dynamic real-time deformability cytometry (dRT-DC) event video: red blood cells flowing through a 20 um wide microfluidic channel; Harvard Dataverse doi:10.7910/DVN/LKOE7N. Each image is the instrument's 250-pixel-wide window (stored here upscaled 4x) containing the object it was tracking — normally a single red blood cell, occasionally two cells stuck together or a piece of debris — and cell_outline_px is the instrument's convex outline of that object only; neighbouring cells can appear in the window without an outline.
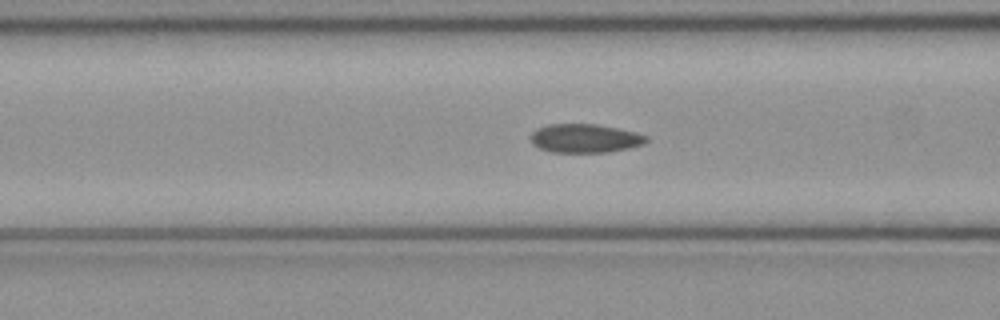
{"species": "common noctule bat (a hibernating species)", "species_latin": "Nyctalus noctula", "temperature_condition": "cold", "stored_images_in_passage": 37, "camera_frame_rate_fps": 3000, "um_per_image_px": 0.085, "animal": {"sex": "female", "body_mass_g": 21.9}, "frame": {"image": 1, "passage_image": 5, "time_ms": 1.333, "image_size_px": [1000, 320], "cell_outline_px": [[648, 140], [644, 144], [628, 148], [608, 152], [552, 152], [540, 148], [532, 144], [532, 132], [536, 128], [548, 124], [596, 124], [636, 132], [648, 136]], "centroid_in_image_um": [49.73, 11.75], "position_along_channel_um": 116.9, "area_um2": 19.31}}
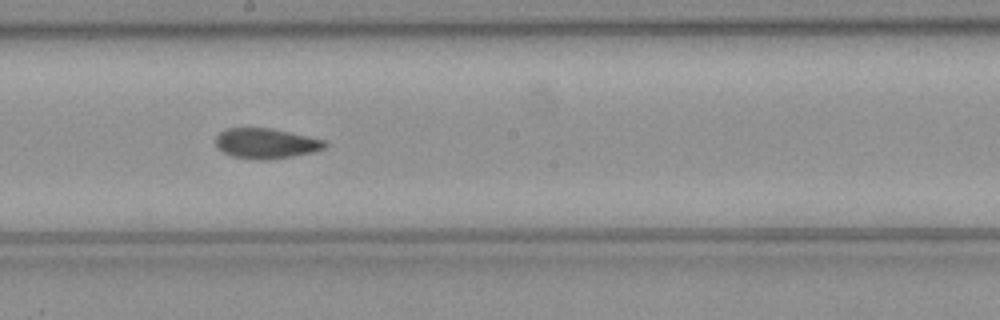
{"frame": {"image": 2, "passage_image": 13, "time_ms": 4.0, "image_size_px": [1000, 320], "cell_outline_px": [[328, 144], [324, 148], [312, 152], [292, 156], [268, 160], [260, 160], [232, 156], [216, 148], [216, 136], [220, 132], [228, 128], [272, 128], [308, 136], [324, 140]], "centroid_in_image_um": [22.6, 12.19], "position_along_channel_um": 225.6, "area_um2": 19.19}}
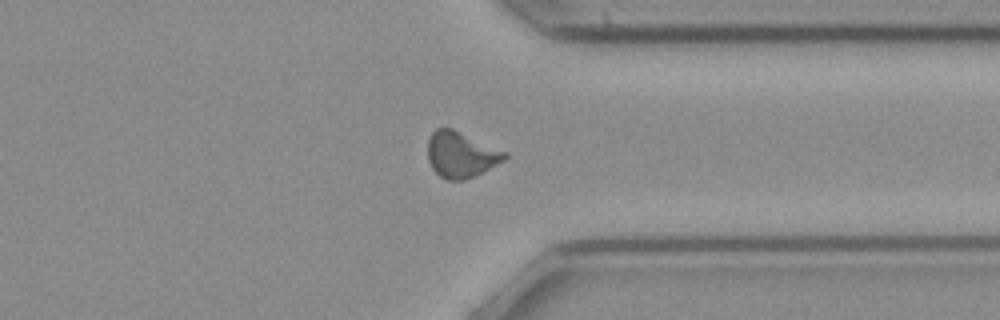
{"frame": {"image": 3, "passage_image": 24, "time_ms": 7.667, "image_size_px": [1000, 320], "cell_outline_px": [[508, 156], [504, 160], [464, 180], [448, 180], [440, 176], [432, 168], [428, 160], [428, 140], [432, 132], [436, 128], [452, 128], [508, 152]], "centroid_in_image_um": [39.17, 13.12], "position_along_channel_um": 372.2, "area_um2": 20.35}, "authors_computed_cell_mechanics": {"area_um2": 19.5364, "velocity_mm_per_s": 4.0737, "shape_relaxation_time_tau1_ms": null, "shape_relaxation_time_tau2_ms": 2.3284, "deformation_change_tau1": null, "deformation_change_tau2": 0.0751}}